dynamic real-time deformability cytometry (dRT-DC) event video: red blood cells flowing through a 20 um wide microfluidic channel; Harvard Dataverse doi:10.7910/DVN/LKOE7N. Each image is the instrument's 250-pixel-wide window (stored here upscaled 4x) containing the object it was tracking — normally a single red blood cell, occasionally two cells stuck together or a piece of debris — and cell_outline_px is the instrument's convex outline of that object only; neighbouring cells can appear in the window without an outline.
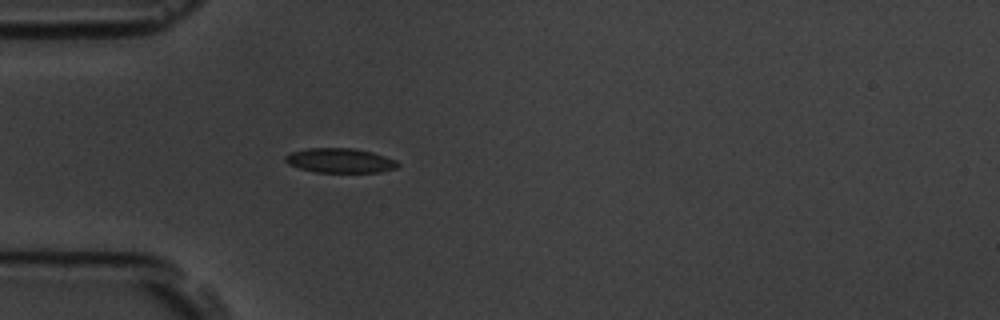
{"species": "common noctule bat (a hibernating species)", "species_latin": "Nyctalus noctula", "temperature_condition": "room temperature", "stored_images_in_passage": 4, "camera_frame_rate_fps": 3000, "um_per_image_px": 0.085, "animal": {"sex": "male", "body_mass_g": 19.5, "forearm_length_mm": 54.6}, "frame": {"image": 1, "passage_image": 4, "time_ms": 4.333, "image_size_px": [1000, 320], "cell_outline_px": [[400, 164], [396, 168], [380, 172], [316, 172], [300, 168], [288, 164], [284, 160], [284, 156], [288, 152], [308, 148], [352, 148], [372, 152], [396, 160]], "centroid_in_image_um": [28.87, 13.64], "position_along_channel_um": 56.1, "area_um2": 16.13}}